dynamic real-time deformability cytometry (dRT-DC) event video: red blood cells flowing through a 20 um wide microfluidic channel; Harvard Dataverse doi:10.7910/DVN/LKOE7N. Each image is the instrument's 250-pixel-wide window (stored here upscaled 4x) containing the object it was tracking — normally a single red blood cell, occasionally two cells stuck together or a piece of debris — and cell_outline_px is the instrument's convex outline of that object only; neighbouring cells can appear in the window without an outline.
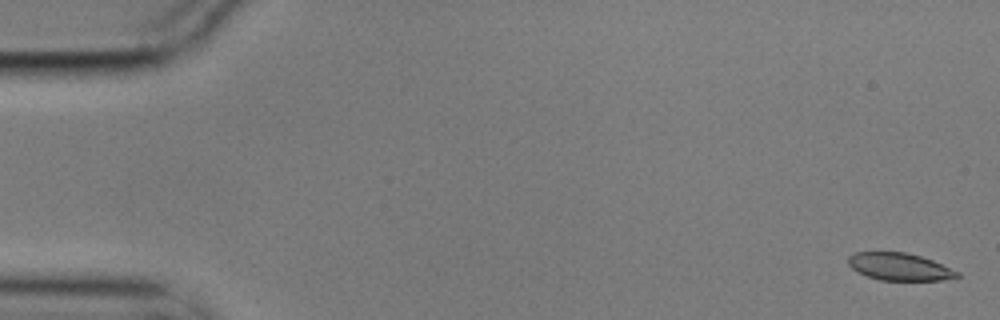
{"species": "common noctule bat (a hibernating species)", "species_latin": "Nyctalus noctula", "temperature_condition": "cold", "stored_images_in_passage": 9, "camera_frame_rate_fps": 3000, "um_per_image_px": 0.085, "animal": {"sex": "male", "body_mass_g": 17.9}, "frame": {"image": 1, "passage_image": 1, "time_ms": 0.0, "image_size_px": [1000, 320], "cell_outline_px": [[960, 276], [940, 280], [880, 280], [856, 272], [848, 264], [848, 256], [856, 252], [904, 252], [920, 256], [932, 260], [960, 272]], "centroid_in_image_um": [76.43, 22.67], "position_along_channel_um": 8.6, "area_um2": 17.28}}
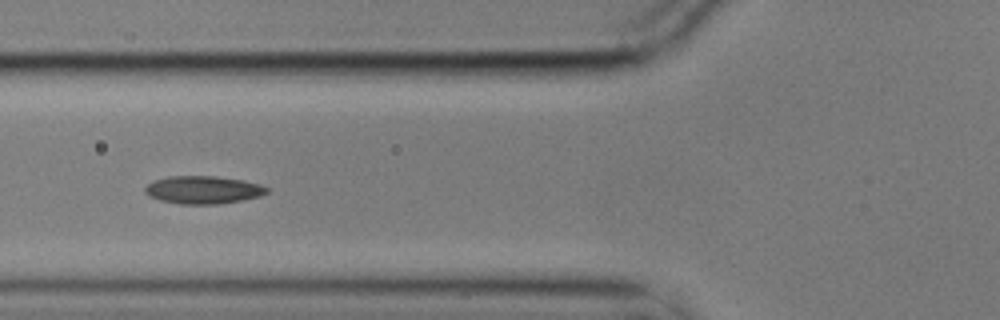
{"frame": {"image": 2, "passage_image": 6, "time_ms": 1.667, "image_size_px": [1000, 320], "cell_outline_px": [[268, 192], [260, 196], [240, 200], [216, 204], [180, 204], [160, 200], [148, 196], [144, 192], [144, 188], [152, 180], [168, 176], [216, 176], [244, 180], [260, 184], [268, 188]], "centroid_in_image_um": [17.23, 16.13], "position_along_channel_um": 108.6, "area_um2": 19.83}}
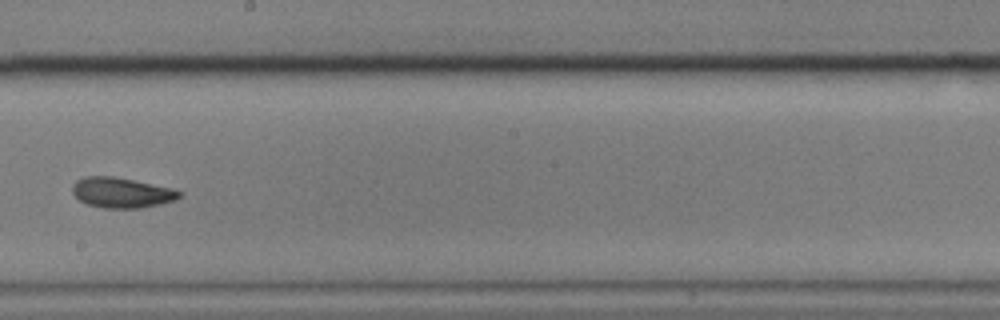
{"frame": {"image": 3, "passage_image": 9, "time_ms": 2.667, "image_size_px": [1000, 320], "cell_outline_px": [[184, 192], [176, 200], [160, 204], [140, 208], [104, 208], [88, 204], [80, 200], [72, 192], [72, 184], [76, 180], [84, 176], [116, 176], [172, 188]], "centroid_in_image_um": [10.35, 16.36], "position_along_channel_um": 237.9, "area_um2": 19.02}}